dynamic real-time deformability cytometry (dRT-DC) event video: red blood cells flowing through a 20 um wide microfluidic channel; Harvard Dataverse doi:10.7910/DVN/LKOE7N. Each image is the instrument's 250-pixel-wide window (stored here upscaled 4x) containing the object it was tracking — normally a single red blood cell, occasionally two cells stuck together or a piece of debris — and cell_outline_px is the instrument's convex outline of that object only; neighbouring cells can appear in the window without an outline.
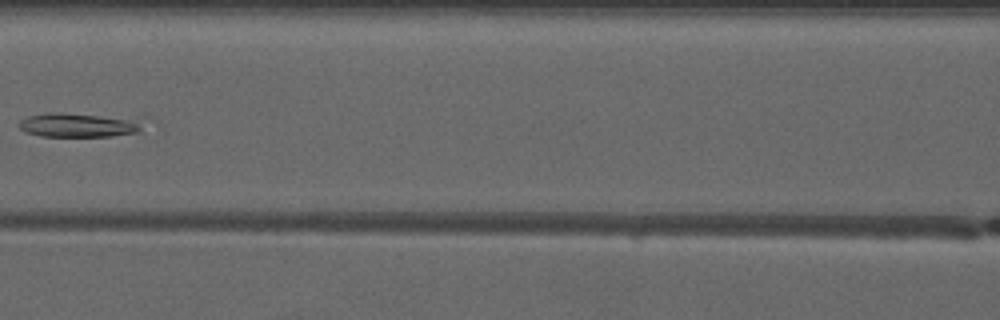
{"species": "common noctule bat (a hibernating species)", "species_latin": "Nyctalus noctula", "temperature_condition": "warm", "stored_images_in_passage": 6, "camera_frame_rate_fps": 3000, "um_per_image_px": 0.085, "animal": {"sex": "male", "forearm_length_mm": 52.5}, "frame": {"image": 1, "passage_image": 6, "time_ms": 6.0, "image_size_px": [1000, 320], "cell_outline_px": [[148, 116], [140, 132], [112, 136], [40, 136], [24, 132], [16, 124], [20, 120], [28, 116], [52, 112], [60, 112]], "centroid_in_image_um": [6.91, 10.58], "position_along_channel_um": 159.7, "area_um2": 18.84}}